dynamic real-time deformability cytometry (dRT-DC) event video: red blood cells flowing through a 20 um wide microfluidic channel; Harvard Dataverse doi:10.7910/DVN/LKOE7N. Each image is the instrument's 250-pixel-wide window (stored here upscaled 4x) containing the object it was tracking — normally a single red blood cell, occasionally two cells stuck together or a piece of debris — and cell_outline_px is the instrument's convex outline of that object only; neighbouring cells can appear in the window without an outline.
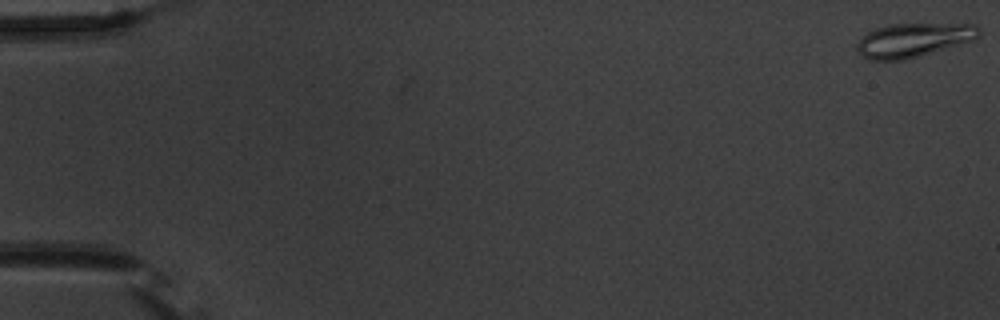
{"species": "common noctule bat (a hibernating species)", "species_latin": "Nyctalus noctula", "temperature_condition": "warm", "stored_images_in_passage": 13, "camera_frame_rate_fps": 3000, "um_per_image_px": 0.085, "animal": {"sex": "male", "body_mass_g": 20.1, "forearm_length_mm": 53.5}, "frame": {"image": 1, "passage_image": 1, "time_ms": 0.0, "image_size_px": [1000, 320], "cell_outline_px": [[980, 36], [972, 40], [920, 56], [904, 60], [868, 60], [856, 48], [856, 44], [868, 32], [876, 28], [888, 24], [976, 24], [980, 28]], "centroid_in_image_um": [77.65, 3.4], "position_along_channel_um": 7.4, "area_um2": 23.93}}